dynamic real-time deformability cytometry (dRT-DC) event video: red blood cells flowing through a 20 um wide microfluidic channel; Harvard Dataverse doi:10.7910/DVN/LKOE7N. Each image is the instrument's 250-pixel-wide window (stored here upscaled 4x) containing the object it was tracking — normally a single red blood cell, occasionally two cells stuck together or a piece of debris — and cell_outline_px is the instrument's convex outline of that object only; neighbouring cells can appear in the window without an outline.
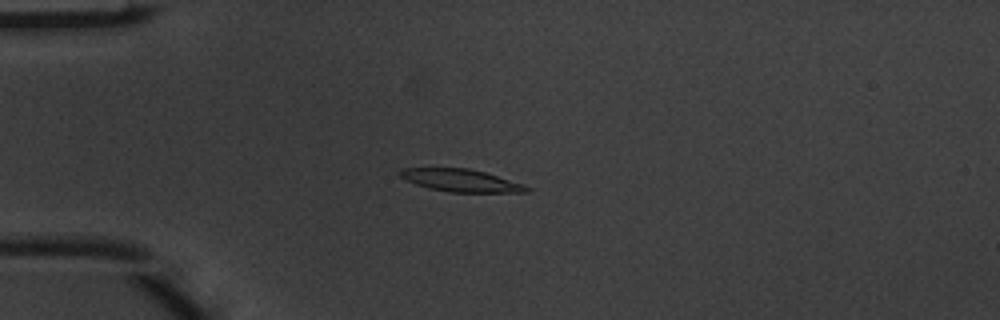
{"species": "common noctule bat (a hibernating species)", "species_latin": "Nyctalus noctula", "temperature_condition": "warm", "stored_images_in_passage": 3, "camera_frame_rate_fps": 3000, "um_per_image_px": 0.085, "animal": {"sex": "male", "body_mass_g": 20.1, "forearm_length_mm": 53.5}, "frame": {"image": 1, "passage_image": 3, "time_ms": 0.667, "image_size_px": [1000, 320], "cell_outline_px": [[532, 188], [528, 192], [448, 192], [428, 188], [404, 180], [396, 172], [400, 168], [468, 168], [484, 172], [524, 184]], "centroid_in_image_um": [39.13, 15.33], "position_along_channel_um": 45.9, "area_um2": 16.7}}